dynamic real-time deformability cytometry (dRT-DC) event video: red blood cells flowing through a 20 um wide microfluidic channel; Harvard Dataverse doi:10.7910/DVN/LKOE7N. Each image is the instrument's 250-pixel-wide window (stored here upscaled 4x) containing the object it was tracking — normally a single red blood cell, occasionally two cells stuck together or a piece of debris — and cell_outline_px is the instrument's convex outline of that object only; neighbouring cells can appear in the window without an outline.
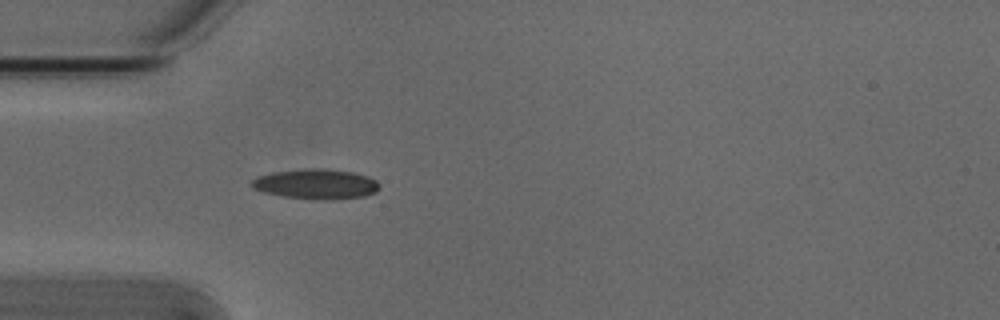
{"species": "Egyptian fruit bat (a non-hibernating species)", "species_latin": "Rousettus aegyptiacus", "temperature_condition": "cold", "stored_images_in_passage": 4, "camera_frame_rate_fps": 3000, "um_per_image_px": 0.085, "animal": {"sex": "male"}, "frame": {"image": 1, "passage_image": 4, "time_ms": 1.0, "image_size_px": [1000, 320], "cell_outline_px": [[380, 188], [376, 192], [364, 196], [332, 200], [320, 200], [284, 196], [264, 192], [252, 188], [248, 184], [256, 176], [272, 172], [312, 168], [320, 168], [352, 172], [368, 176], [376, 180], [380, 184]], "centroid_in_image_um": [26.86, 15.64], "position_along_channel_um": 58.1, "area_um2": 22.48}}